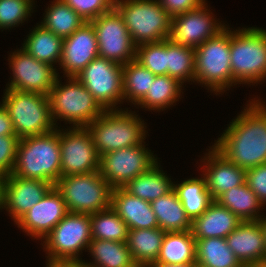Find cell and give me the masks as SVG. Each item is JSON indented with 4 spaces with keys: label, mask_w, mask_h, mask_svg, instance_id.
<instances>
[{
    "label": "cell",
    "mask_w": 266,
    "mask_h": 267,
    "mask_svg": "<svg viewBox=\"0 0 266 267\" xmlns=\"http://www.w3.org/2000/svg\"><path fill=\"white\" fill-rule=\"evenodd\" d=\"M242 222L228 208L213 200L207 209L191 222V234L195 240L226 238Z\"/></svg>",
    "instance_id": "obj_23"
},
{
    "label": "cell",
    "mask_w": 266,
    "mask_h": 267,
    "mask_svg": "<svg viewBox=\"0 0 266 267\" xmlns=\"http://www.w3.org/2000/svg\"><path fill=\"white\" fill-rule=\"evenodd\" d=\"M203 158L202 172L206 179V187L212 200H216L226 191L240 186L246 181V169L230 162L214 146Z\"/></svg>",
    "instance_id": "obj_20"
},
{
    "label": "cell",
    "mask_w": 266,
    "mask_h": 267,
    "mask_svg": "<svg viewBox=\"0 0 266 267\" xmlns=\"http://www.w3.org/2000/svg\"><path fill=\"white\" fill-rule=\"evenodd\" d=\"M18 142L17 135L0 136V174L5 177L12 174Z\"/></svg>",
    "instance_id": "obj_41"
},
{
    "label": "cell",
    "mask_w": 266,
    "mask_h": 267,
    "mask_svg": "<svg viewBox=\"0 0 266 267\" xmlns=\"http://www.w3.org/2000/svg\"><path fill=\"white\" fill-rule=\"evenodd\" d=\"M157 157L144 144L126 147L102 154L99 172L104 180L114 188H123L130 180L146 173L157 163Z\"/></svg>",
    "instance_id": "obj_12"
},
{
    "label": "cell",
    "mask_w": 266,
    "mask_h": 267,
    "mask_svg": "<svg viewBox=\"0 0 266 267\" xmlns=\"http://www.w3.org/2000/svg\"><path fill=\"white\" fill-rule=\"evenodd\" d=\"M33 0H0V29L23 23L33 12Z\"/></svg>",
    "instance_id": "obj_39"
},
{
    "label": "cell",
    "mask_w": 266,
    "mask_h": 267,
    "mask_svg": "<svg viewBox=\"0 0 266 267\" xmlns=\"http://www.w3.org/2000/svg\"><path fill=\"white\" fill-rule=\"evenodd\" d=\"M147 267H198L195 262L185 263V264H166L153 262L149 264Z\"/></svg>",
    "instance_id": "obj_46"
},
{
    "label": "cell",
    "mask_w": 266,
    "mask_h": 267,
    "mask_svg": "<svg viewBox=\"0 0 266 267\" xmlns=\"http://www.w3.org/2000/svg\"><path fill=\"white\" fill-rule=\"evenodd\" d=\"M195 48L183 46L167 39V75L180 83L194 81Z\"/></svg>",
    "instance_id": "obj_36"
},
{
    "label": "cell",
    "mask_w": 266,
    "mask_h": 267,
    "mask_svg": "<svg viewBox=\"0 0 266 267\" xmlns=\"http://www.w3.org/2000/svg\"><path fill=\"white\" fill-rule=\"evenodd\" d=\"M114 8L136 46L169 39L172 17L157 0H115Z\"/></svg>",
    "instance_id": "obj_6"
},
{
    "label": "cell",
    "mask_w": 266,
    "mask_h": 267,
    "mask_svg": "<svg viewBox=\"0 0 266 267\" xmlns=\"http://www.w3.org/2000/svg\"><path fill=\"white\" fill-rule=\"evenodd\" d=\"M249 102L213 145L246 170L266 163V106L255 98Z\"/></svg>",
    "instance_id": "obj_1"
},
{
    "label": "cell",
    "mask_w": 266,
    "mask_h": 267,
    "mask_svg": "<svg viewBox=\"0 0 266 267\" xmlns=\"http://www.w3.org/2000/svg\"><path fill=\"white\" fill-rule=\"evenodd\" d=\"M229 29L225 27L215 37L195 48L194 80L216 95L232 86Z\"/></svg>",
    "instance_id": "obj_8"
},
{
    "label": "cell",
    "mask_w": 266,
    "mask_h": 267,
    "mask_svg": "<svg viewBox=\"0 0 266 267\" xmlns=\"http://www.w3.org/2000/svg\"><path fill=\"white\" fill-rule=\"evenodd\" d=\"M196 240L191 231L166 232L156 262L185 264L195 262Z\"/></svg>",
    "instance_id": "obj_31"
},
{
    "label": "cell",
    "mask_w": 266,
    "mask_h": 267,
    "mask_svg": "<svg viewBox=\"0 0 266 267\" xmlns=\"http://www.w3.org/2000/svg\"><path fill=\"white\" fill-rule=\"evenodd\" d=\"M179 200L192 221L199 217L213 201L206 187L205 177L191 178L174 184Z\"/></svg>",
    "instance_id": "obj_33"
},
{
    "label": "cell",
    "mask_w": 266,
    "mask_h": 267,
    "mask_svg": "<svg viewBox=\"0 0 266 267\" xmlns=\"http://www.w3.org/2000/svg\"><path fill=\"white\" fill-rule=\"evenodd\" d=\"M230 64L232 86L265 80L266 30L257 27L230 30Z\"/></svg>",
    "instance_id": "obj_3"
},
{
    "label": "cell",
    "mask_w": 266,
    "mask_h": 267,
    "mask_svg": "<svg viewBox=\"0 0 266 267\" xmlns=\"http://www.w3.org/2000/svg\"><path fill=\"white\" fill-rule=\"evenodd\" d=\"M165 233L159 227L128 230L126 244L138 267H147L157 261Z\"/></svg>",
    "instance_id": "obj_24"
},
{
    "label": "cell",
    "mask_w": 266,
    "mask_h": 267,
    "mask_svg": "<svg viewBox=\"0 0 266 267\" xmlns=\"http://www.w3.org/2000/svg\"><path fill=\"white\" fill-rule=\"evenodd\" d=\"M246 184L266 205V163L246 170Z\"/></svg>",
    "instance_id": "obj_42"
},
{
    "label": "cell",
    "mask_w": 266,
    "mask_h": 267,
    "mask_svg": "<svg viewBox=\"0 0 266 267\" xmlns=\"http://www.w3.org/2000/svg\"><path fill=\"white\" fill-rule=\"evenodd\" d=\"M47 267H86L81 261H48Z\"/></svg>",
    "instance_id": "obj_45"
},
{
    "label": "cell",
    "mask_w": 266,
    "mask_h": 267,
    "mask_svg": "<svg viewBox=\"0 0 266 267\" xmlns=\"http://www.w3.org/2000/svg\"><path fill=\"white\" fill-rule=\"evenodd\" d=\"M104 110H116L123 99V65L96 57L75 76Z\"/></svg>",
    "instance_id": "obj_11"
},
{
    "label": "cell",
    "mask_w": 266,
    "mask_h": 267,
    "mask_svg": "<svg viewBox=\"0 0 266 267\" xmlns=\"http://www.w3.org/2000/svg\"><path fill=\"white\" fill-rule=\"evenodd\" d=\"M63 38L55 35L52 31L38 24L23 44L24 49L36 60L53 64H60L62 58Z\"/></svg>",
    "instance_id": "obj_26"
},
{
    "label": "cell",
    "mask_w": 266,
    "mask_h": 267,
    "mask_svg": "<svg viewBox=\"0 0 266 267\" xmlns=\"http://www.w3.org/2000/svg\"><path fill=\"white\" fill-rule=\"evenodd\" d=\"M12 69V80L6 87L21 92H37L49 95L58 76L54 66L36 60L24 49L15 50L8 59Z\"/></svg>",
    "instance_id": "obj_15"
},
{
    "label": "cell",
    "mask_w": 266,
    "mask_h": 267,
    "mask_svg": "<svg viewBox=\"0 0 266 267\" xmlns=\"http://www.w3.org/2000/svg\"><path fill=\"white\" fill-rule=\"evenodd\" d=\"M182 83L169 75H157L151 82L146 95L137 103L141 108L163 111L178 101Z\"/></svg>",
    "instance_id": "obj_32"
},
{
    "label": "cell",
    "mask_w": 266,
    "mask_h": 267,
    "mask_svg": "<svg viewBox=\"0 0 266 267\" xmlns=\"http://www.w3.org/2000/svg\"><path fill=\"white\" fill-rule=\"evenodd\" d=\"M2 105L8 111L19 139L44 135L56 129L47 95L5 89Z\"/></svg>",
    "instance_id": "obj_5"
},
{
    "label": "cell",
    "mask_w": 266,
    "mask_h": 267,
    "mask_svg": "<svg viewBox=\"0 0 266 267\" xmlns=\"http://www.w3.org/2000/svg\"><path fill=\"white\" fill-rule=\"evenodd\" d=\"M12 175L54 185L61 177L59 129L19 139Z\"/></svg>",
    "instance_id": "obj_2"
},
{
    "label": "cell",
    "mask_w": 266,
    "mask_h": 267,
    "mask_svg": "<svg viewBox=\"0 0 266 267\" xmlns=\"http://www.w3.org/2000/svg\"><path fill=\"white\" fill-rule=\"evenodd\" d=\"M86 22H91L114 8L115 0H63Z\"/></svg>",
    "instance_id": "obj_40"
},
{
    "label": "cell",
    "mask_w": 266,
    "mask_h": 267,
    "mask_svg": "<svg viewBox=\"0 0 266 267\" xmlns=\"http://www.w3.org/2000/svg\"><path fill=\"white\" fill-rule=\"evenodd\" d=\"M228 246L245 267L266 258L264 233L259 220L242 221L227 237Z\"/></svg>",
    "instance_id": "obj_21"
},
{
    "label": "cell",
    "mask_w": 266,
    "mask_h": 267,
    "mask_svg": "<svg viewBox=\"0 0 266 267\" xmlns=\"http://www.w3.org/2000/svg\"><path fill=\"white\" fill-rule=\"evenodd\" d=\"M137 116L135 112H128V108L126 111L105 110L86 127L99 156L144 143L146 126Z\"/></svg>",
    "instance_id": "obj_4"
},
{
    "label": "cell",
    "mask_w": 266,
    "mask_h": 267,
    "mask_svg": "<svg viewBox=\"0 0 266 267\" xmlns=\"http://www.w3.org/2000/svg\"><path fill=\"white\" fill-rule=\"evenodd\" d=\"M159 167L156 163L146 173L130 180L123 189L130 195L149 202L169 193L174 184Z\"/></svg>",
    "instance_id": "obj_27"
},
{
    "label": "cell",
    "mask_w": 266,
    "mask_h": 267,
    "mask_svg": "<svg viewBox=\"0 0 266 267\" xmlns=\"http://www.w3.org/2000/svg\"><path fill=\"white\" fill-rule=\"evenodd\" d=\"M5 179L6 177L0 174V209H3Z\"/></svg>",
    "instance_id": "obj_47"
},
{
    "label": "cell",
    "mask_w": 266,
    "mask_h": 267,
    "mask_svg": "<svg viewBox=\"0 0 266 267\" xmlns=\"http://www.w3.org/2000/svg\"><path fill=\"white\" fill-rule=\"evenodd\" d=\"M16 135L8 111L0 104V136Z\"/></svg>",
    "instance_id": "obj_44"
},
{
    "label": "cell",
    "mask_w": 266,
    "mask_h": 267,
    "mask_svg": "<svg viewBox=\"0 0 266 267\" xmlns=\"http://www.w3.org/2000/svg\"><path fill=\"white\" fill-rule=\"evenodd\" d=\"M45 12L41 25L63 39L86 22L63 0H54Z\"/></svg>",
    "instance_id": "obj_34"
},
{
    "label": "cell",
    "mask_w": 266,
    "mask_h": 267,
    "mask_svg": "<svg viewBox=\"0 0 266 267\" xmlns=\"http://www.w3.org/2000/svg\"><path fill=\"white\" fill-rule=\"evenodd\" d=\"M207 7V3H204L199 8L173 17L169 39L174 43L196 48L207 39L215 37L226 24L217 22Z\"/></svg>",
    "instance_id": "obj_16"
},
{
    "label": "cell",
    "mask_w": 266,
    "mask_h": 267,
    "mask_svg": "<svg viewBox=\"0 0 266 267\" xmlns=\"http://www.w3.org/2000/svg\"><path fill=\"white\" fill-rule=\"evenodd\" d=\"M161 7L173 18L179 14L199 8L205 0H157Z\"/></svg>",
    "instance_id": "obj_43"
},
{
    "label": "cell",
    "mask_w": 266,
    "mask_h": 267,
    "mask_svg": "<svg viewBox=\"0 0 266 267\" xmlns=\"http://www.w3.org/2000/svg\"><path fill=\"white\" fill-rule=\"evenodd\" d=\"M155 213L159 228L165 232H182L191 229V220L179 200L174 188L150 202Z\"/></svg>",
    "instance_id": "obj_25"
},
{
    "label": "cell",
    "mask_w": 266,
    "mask_h": 267,
    "mask_svg": "<svg viewBox=\"0 0 266 267\" xmlns=\"http://www.w3.org/2000/svg\"><path fill=\"white\" fill-rule=\"evenodd\" d=\"M88 250L94 262L83 260L86 267H138L126 242L92 239Z\"/></svg>",
    "instance_id": "obj_28"
},
{
    "label": "cell",
    "mask_w": 266,
    "mask_h": 267,
    "mask_svg": "<svg viewBox=\"0 0 266 267\" xmlns=\"http://www.w3.org/2000/svg\"><path fill=\"white\" fill-rule=\"evenodd\" d=\"M216 201L228 208L242 221L260 220L264 216L259 214L260 208L264 209V205L246 182L226 191Z\"/></svg>",
    "instance_id": "obj_30"
},
{
    "label": "cell",
    "mask_w": 266,
    "mask_h": 267,
    "mask_svg": "<svg viewBox=\"0 0 266 267\" xmlns=\"http://www.w3.org/2000/svg\"><path fill=\"white\" fill-rule=\"evenodd\" d=\"M250 267H266V258H264L260 262L254 264V265H252Z\"/></svg>",
    "instance_id": "obj_49"
},
{
    "label": "cell",
    "mask_w": 266,
    "mask_h": 267,
    "mask_svg": "<svg viewBox=\"0 0 266 267\" xmlns=\"http://www.w3.org/2000/svg\"><path fill=\"white\" fill-rule=\"evenodd\" d=\"M68 212L92 214L111 205L113 188L99 171L60 177L54 184Z\"/></svg>",
    "instance_id": "obj_9"
},
{
    "label": "cell",
    "mask_w": 266,
    "mask_h": 267,
    "mask_svg": "<svg viewBox=\"0 0 266 267\" xmlns=\"http://www.w3.org/2000/svg\"><path fill=\"white\" fill-rule=\"evenodd\" d=\"M135 60L155 76L167 75V39L137 45Z\"/></svg>",
    "instance_id": "obj_38"
},
{
    "label": "cell",
    "mask_w": 266,
    "mask_h": 267,
    "mask_svg": "<svg viewBox=\"0 0 266 267\" xmlns=\"http://www.w3.org/2000/svg\"><path fill=\"white\" fill-rule=\"evenodd\" d=\"M96 33L99 56L125 65L135 59L136 45L122 16L113 8L91 21Z\"/></svg>",
    "instance_id": "obj_13"
},
{
    "label": "cell",
    "mask_w": 266,
    "mask_h": 267,
    "mask_svg": "<svg viewBox=\"0 0 266 267\" xmlns=\"http://www.w3.org/2000/svg\"><path fill=\"white\" fill-rule=\"evenodd\" d=\"M259 223H260V226L263 230V233H264V241H265V248H266V217H262L260 220H259Z\"/></svg>",
    "instance_id": "obj_48"
},
{
    "label": "cell",
    "mask_w": 266,
    "mask_h": 267,
    "mask_svg": "<svg viewBox=\"0 0 266 267\" xmlns=\"http://www.w3.org/2000/svg\"><path fill=\"white\" fill-rule=\"evenodd\" d=\"M99 56L94 26L85 22L70 36L63 39L60 68L66 77H75L86 65Z\"/></svg>",
    "instance_id": "obj_18"
},
{
    "label": "cell",
    "mask_w": 266,
    "mask_h": 267,
    "mask_svg": "<svg viewBox=\"0 0 266 267\" xmlns=\"http://www.w3.org/2000/svg\"><path fill=\"white\" fill-rule=\"evenodd\" d=\"M195 263L198 267H245L235 257L226 238L196 240Z\"/></svg>",
    "instance_id": "obj_29"
},
{
    "label": "cell",
    "mask_w": 266,
    "mask_h": 267,
    "mask_svg": "<svg viewBox=\"0 0 266 267\" xmlns=\"http://www.w3.org/2000/svg\"><path fill=\"white\" fill-rule=\"evenodd\" d=\"M110 206L126 223L129 230L159 227L150 202L130 195L123 188L112 190Z\"/></svg>",
    "instance_id": "obj_22"
},
{
    "label": "cell",
    "mask_w": 266,
    "mask_h": 267,
    "mask_svg": "<svg viewBox=\"0 0 266 267\" xmlns=\"http://www.w3.org/2000/svg\"><path fill=\"white\" fill-rule=\"evenodd\" d=\"M67 213L61 193L53 186L16 222V225L27 232V235L43 240Z\"/></svg>",
    "instance_id": "obj_17"
},
{
    "label": "cell",
    "mask_w": 266,
    "mask_h": 267,
    "mask_svg": "<svg viewBox=\"0 0 266 267\" xmlns=\"http://www.w3.org/2000/svg\"><path fill=\"white\" fill-rule=\"evenodd\" d=\"M53 186L52 183L46 181L21 178L10 174L5 179L3 208L9 212L16 223Z\"/></svg>",
    "instance_id": "obj_19"
},
{
    "label": "cell",
    "mask_w": 266,
    "mask_h": 267,
    "mask_svg": "<svg viewBox=\"0 0 266 267\" xmlns=\"http://www.w3.org/2000/svg\"><path fill=\"white\" fill-rule=\"evenodd\" d=\"M92 239L126 242L128 227L120 216L109 208L90 214Z\"/></svg>",
    "instance_id": "obj_35"
},
{
    "label": "cell",
    "mask_w": 266,
    "mask_h": 267,
    "mask_svg": "<svg viewBox=\"0 0 266 267\" xmlns=\"http://www.w3.org/2000/svg\"><path fill=\"white\" fill-rule=\"evenodd\" d=\"M48 261H81L92 240L90 214L68 212L44 238Z\"/></svg>",
    "instance_id": "obj_10"
},
{
    "label": "cell",
    "mask_w": 266,
    "mask_h": 267,
    "mask_svg": "<svg viewBox=\"0 0 266 267\" xmlns=\"http://www.w3.org/2000/svg\"><path fill=\"white\" fill-rule=\"evenodd\" d=\"M59 129L61 177L99 170L100 156L86 127Z\"/></svg>",
    "instance_id": "obj_14"
},
{
    "label": "cell",
    "mask_w": 266,
    "mask_h": 267,
    "mask_svg": "<svg viewBox=\"0 0 266 267\" xmlns=\"http://www.w3.org/2000/svg\"><path fill=\"white\" fill-rule=\"evenodd\" d=\"M154 78L155 75L135 59L123 65V99L136 105L146 95Z\"/></svg>",
    "instance_id": "obj_37"
},
{
    "label": "cell",
    "mask_w": 266,
    "mask_h": 267,
    "mask_svg": "<svg viewBox=\"0 0 266 267\" xmlns=\"http://www.w3.org/2000/svg\"><path fill=\"white\" fill-rule=\"evenodd\" d=\"M68 79V84L62 85L57 78L49 92L52 120L56 127L58 118L73 124V128L87 127L105 110L76 77Z\"/></svg>",
    "instance_id": "obj_7"
}]
</instances>
